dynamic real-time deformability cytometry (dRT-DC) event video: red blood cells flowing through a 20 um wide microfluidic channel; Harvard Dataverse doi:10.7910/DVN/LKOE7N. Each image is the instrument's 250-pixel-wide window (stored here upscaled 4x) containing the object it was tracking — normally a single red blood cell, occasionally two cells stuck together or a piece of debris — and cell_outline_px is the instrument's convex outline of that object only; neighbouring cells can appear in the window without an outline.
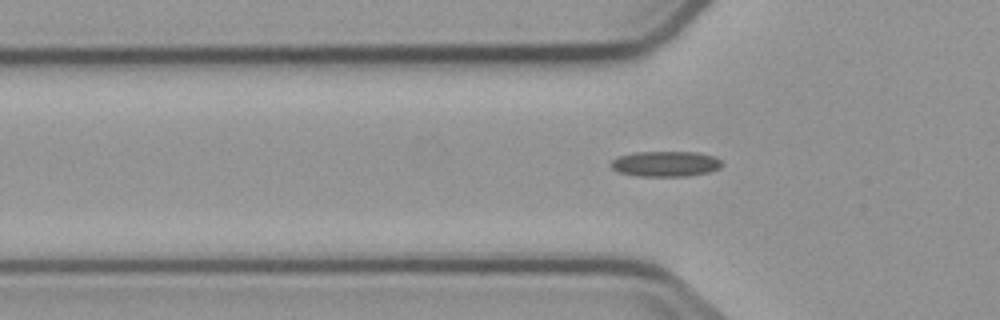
{"species": "common noctule bat (a hibernating species)", "species_latin": "Nyctalus noctula", "temperature_condition": "cold", "stored_images_in_passage": 6, "camera_frame_rate_fps": 3000, "um_per_image_px": 0.085, "animal": {"sex": "male", "body_mass_g": 23.1, "forearm_length_mm": 52.7}, "frame": {"image": 1, "passage_image": 5, "time_ms": 6.0, "image_size_px": [1000, 320], "cell_outline_px": [[724, 164], [720, 168], [708, 172], [688, 176], [636, 176], [620, 172], [612, 168], [608, 164], [616, 156], [632, 152], [696, 152], [716, 156]], "centroid_in_image_um": [56.55, 13.92], "position_along_channel_um": 69.2, "area_um2": 16.7}}